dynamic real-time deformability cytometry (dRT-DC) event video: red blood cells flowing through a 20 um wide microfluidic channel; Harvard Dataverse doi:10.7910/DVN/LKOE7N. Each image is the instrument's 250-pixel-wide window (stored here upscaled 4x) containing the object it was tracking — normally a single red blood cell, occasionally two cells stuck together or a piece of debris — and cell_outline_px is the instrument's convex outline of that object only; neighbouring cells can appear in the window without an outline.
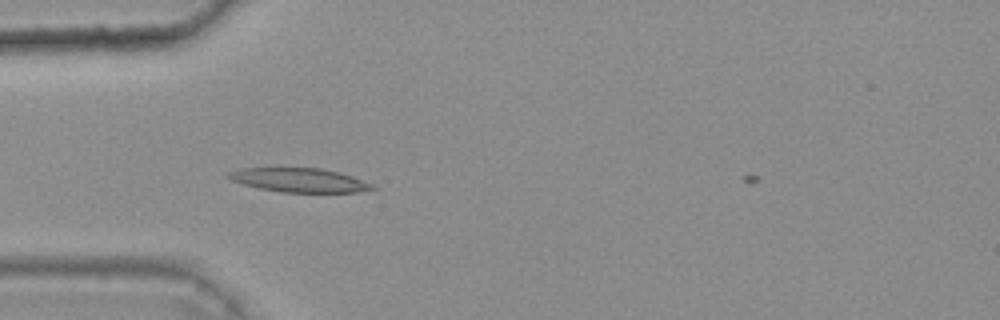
{"species": "common noctule bat (a hibernating species)", "species_latin": "Nyctalus noctula", "temperature_condition": "warm", "stored_images_in_passage": 28, "camera_frame_rate_fps": 3000, "um_per_image_px": 0.085, "animal": {"sex": "female", "body_mass_g": 25.1}, "frame": {"image": 1, "passage_image": 1, "time_ms": 0.0, "image_size_px": [1000, 320], "cell_outline_px": [[376, 188], [356, 192], [280, 192], [260, 188], [244, 184], [232, 180], [224, 176], [228, 172], [240, 168], [320, 168], [352, 176], [372, 184]], "centroid_in_image_um": [25.39, 15.31], "position_along_channel_um": 59.6, "area_um2": 19.88}}
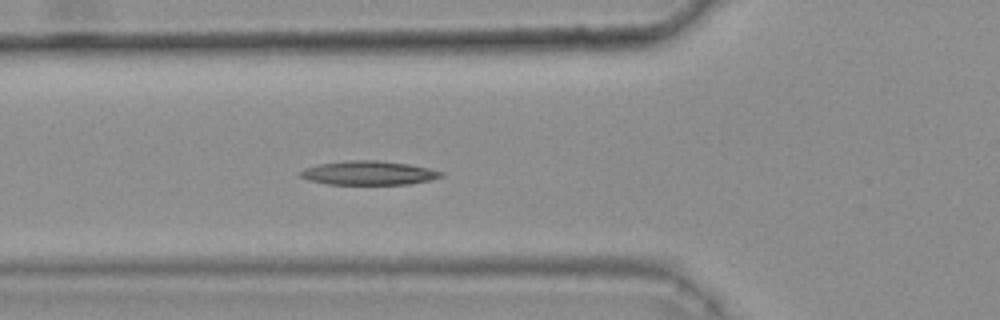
{"frame": {"image": 2, "passage_image": 4, "time_ms": 1.0, "image_size_px": [1000, 320], "cell_outline_px": [[444, 176], [428, 180], [408, 184], [328, 184], [308, 180], [300, 176], [300, 172], [304, 168], [316, 164], [348, 160], [380, 160], [408, 164], [428, 168], [444, 172]], "centroid_in_image_um": [31.31, 14.69], "position_along_channel_um": 94.5, "area_um2": 19.65}}
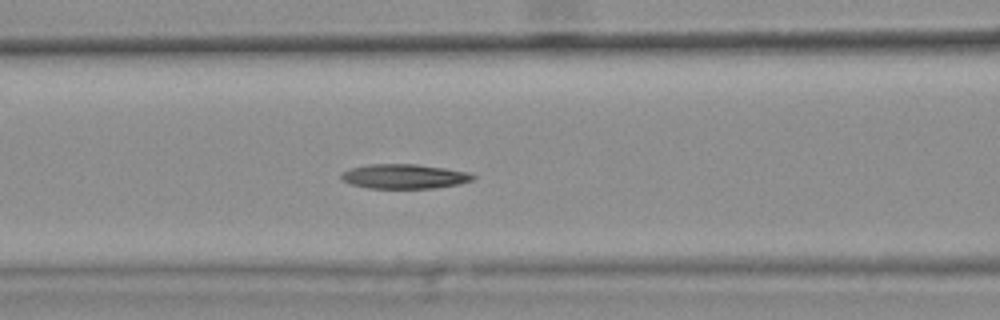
{"frame": {"image": 3, "passage_image": 7, "time_ms": 2.0, "image_size_px": [1000, 320], "cell_outline_px": [[476, 176], [472, 180], [460, 184], [432, 188], [368, 188], [352, 184], [340, 180], [340, 172], [348, 168], [368, 164], [416, 164], [444, 168], [468, 172]], "centroid_in_image_um": [34.3, 14.99], "position_along_channel_um": 132.3, "area_um2": 18.96}}